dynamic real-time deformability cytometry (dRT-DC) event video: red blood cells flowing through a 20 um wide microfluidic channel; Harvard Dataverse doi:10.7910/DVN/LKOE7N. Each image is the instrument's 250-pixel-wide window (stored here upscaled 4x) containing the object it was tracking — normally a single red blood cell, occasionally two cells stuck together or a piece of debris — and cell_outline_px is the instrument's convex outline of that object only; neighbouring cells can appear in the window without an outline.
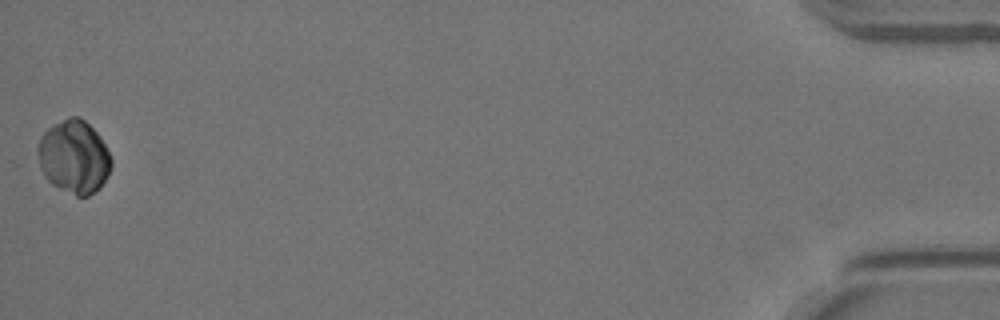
{"species": "Egyptian fruit bat (a non-hibernating species)", "species_latin": "Rousettus aegyptiacus", "temperature_condition": "warm", "stored_images_in_passage": 39, "camera_frame_rate_fps": 3000, "um_per_image_px": 0.085, "animal": {"sex": "female"}, "frame": {"image": 1, "passage_image": 39, "time_ms": 12.667, "image_size_px": [1000, 320], "cell_outline_px": [[112, 164], [108, 176], [100, 188], [88, 196], [76, 196], [52, 184], [44, 176], [40, 168], [36, 148], [40, 136], [52, 124], [68, 116], [80, 116], [100, 136], [112, 160]], "centroid_in_image_um": [6.27, 13.32], "position_along_channel_um": 428.9, "area_um2": 31.62}}